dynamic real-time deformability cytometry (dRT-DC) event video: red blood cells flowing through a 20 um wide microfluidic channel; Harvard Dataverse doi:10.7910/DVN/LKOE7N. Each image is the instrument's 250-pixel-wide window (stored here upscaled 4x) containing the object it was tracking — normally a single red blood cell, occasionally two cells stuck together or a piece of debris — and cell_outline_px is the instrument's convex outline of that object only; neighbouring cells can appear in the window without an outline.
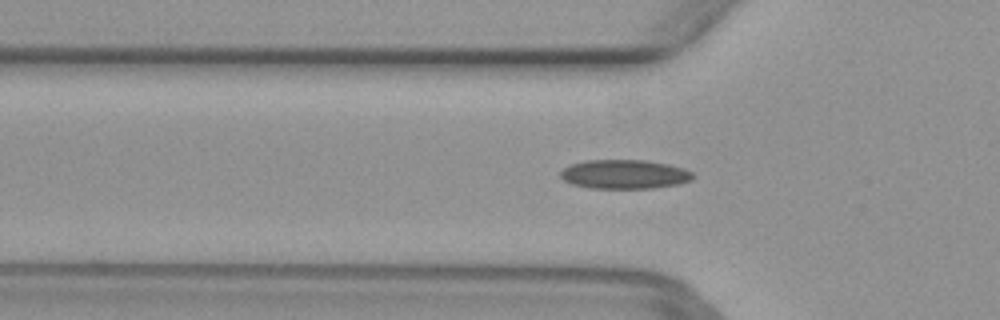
{"species": "common noctule bat (a hibernating species)", "species_latin": "Nyctalus noctula", "temperature_condition": "warm", "stored_images_in_passage": 42, "camera_frame_rate_fps": 3000, "um_per_image_px": 0.085, "animal": {"sex": "female", "body_mass_g": 29.2, "forearm_length_mm": 56.3}, "frame": {"image": 1, "passage_image": 8, "time_ms": 2.333, "image_size_px": [1000, 320], "cell_outline_px": [[692, 180], [680, 184], [652, 188], [592, 188], [572, 184], [564, 180], [560, 176], [560, 172], [564, 168], [572, 164], [584, 160], [648, 160], [668, 164], [684, 168], [692, 172]], "centroid_in_image_um": [53.09, 14.81], "position_along_channel_um": 72.7, "area_um2": 22.48}}
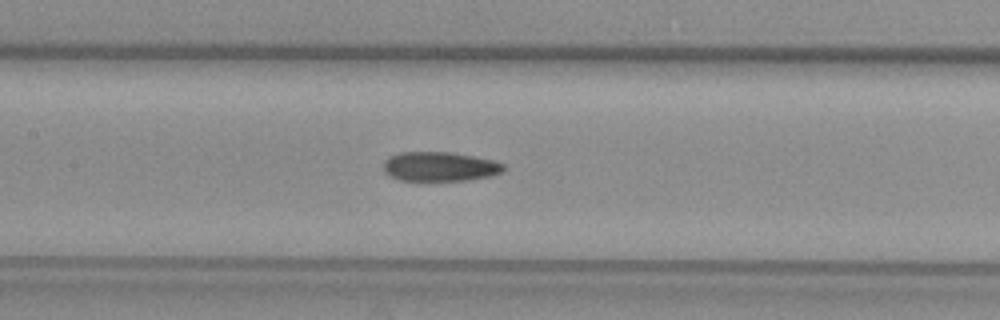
{"frame": {"image": 2, "passage_image": 15, "time_ms": 4.667, "image_size_px": [1000, 320], "cell_outline_px": [[508, 168], [504, 172], [496, 176], [472, 180], [436, 184], [416, 184], [396, 180], [388, 176], [384, 172], [384, 160], [388, 156], [400, 152], [452, 152], [496, 160], [504, 164]], "centroid_in_image_um": [37.4, 14.24], "position_along_channel_um": 170.0, "area_um2": 22.6}}
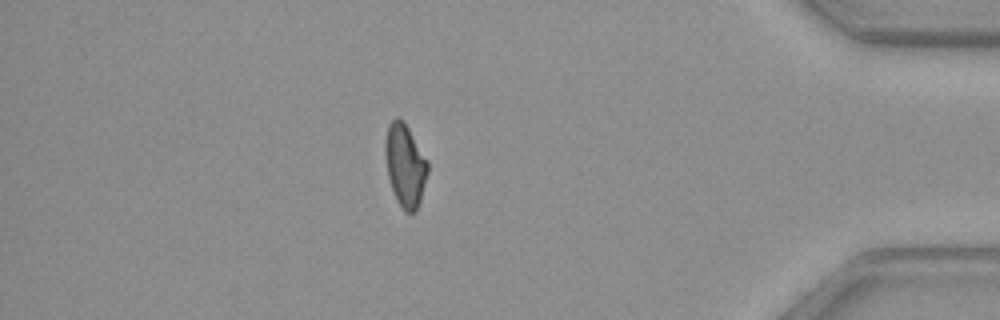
{"frame": {"image": 3, "passage_image": 35, "time_ms": 11.333, "image_size_px": [1000, 320], "cell_outline_px": [[428, 172], [420, 200], [416, 212], [404, 212], [396, 200], [388, 176], [384, 152], [384, 140], [388, 124], [396, 116], [404, 120], [428, 160]], "centroid_in_image_um": [34.42, 14.01], "position_along_channel_um": 400.8, "area_um2": 20.75}}